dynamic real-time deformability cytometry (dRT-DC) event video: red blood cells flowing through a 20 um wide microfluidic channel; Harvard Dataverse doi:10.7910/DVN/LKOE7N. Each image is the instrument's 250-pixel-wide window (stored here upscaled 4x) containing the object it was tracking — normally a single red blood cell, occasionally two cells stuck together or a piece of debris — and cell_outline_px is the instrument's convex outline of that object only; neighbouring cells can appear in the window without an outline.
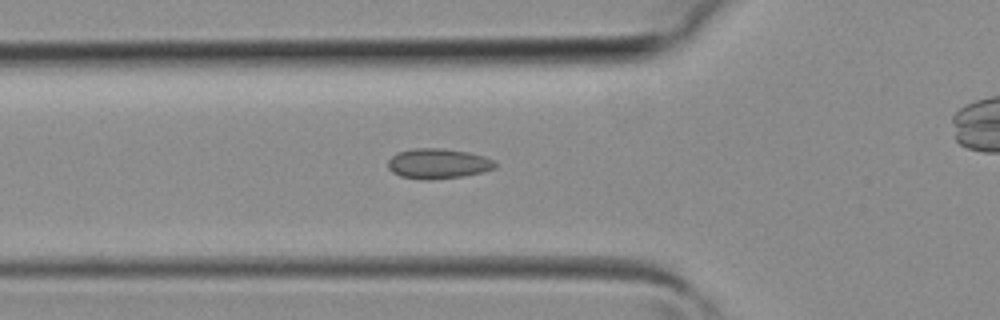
{"species": "common noctule bat (a hibernating species)", "species_latin": "Nyctalus noctula", "temperature_condition": "room temperature", "stored_images_in_passage": 35, "segment_of_instrument_passage": [1, 2], "camera_frame_rate_fps": 3000, "um_per_image_px": 0.085, "animal": {"sex": "female", "body_mass_g": 19.3, "forearm_length_mm": 54.1}, "frame": {"image": 1, "passage_image": 12, "time_ms": 3.667, "image_size_px": [1000, 320], "cell_outline_px": [[496, 168], [484, 172], [464, 176], [432, 180], [420, 180], [400, 176], [392, 172], [388, 168], [388, 160], [396, 152], [416, 148], [440, 148], [468, 152], [484, 156], [496, 160]], "centroid_in_image_um": [37.25, 13.92], "position_along_channel_um": 88.6, "area_um2": 19.13}}
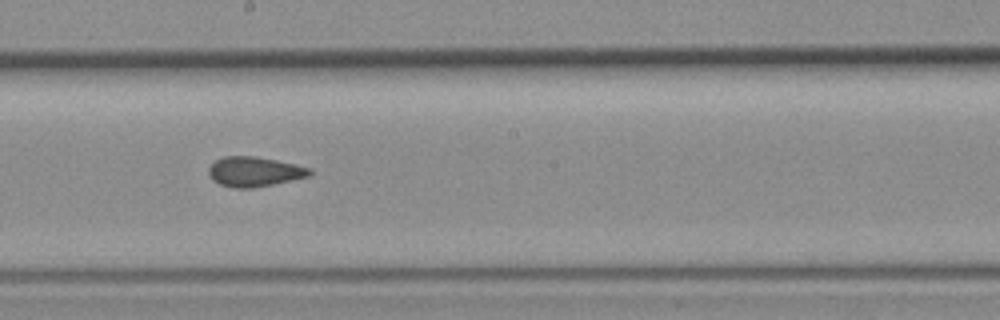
{"frame": {"image": 2, "passage_image": 20, "time_ms": 6.333, "image_size_px": [1000, 320], "cell_outline_px": [[312, 172], [308, 176], [272, 184], [252, 188], [232, 188], [220, 184], [212, 180], [208, 176], [208, 168], [216, 160], [224, 156], [256, 156], [296, 164], [312, 168]], "centroid_in_image_um": [21.59, 14.59], "position_along_channel_um": 226.6, "area_um2": 17.57}}
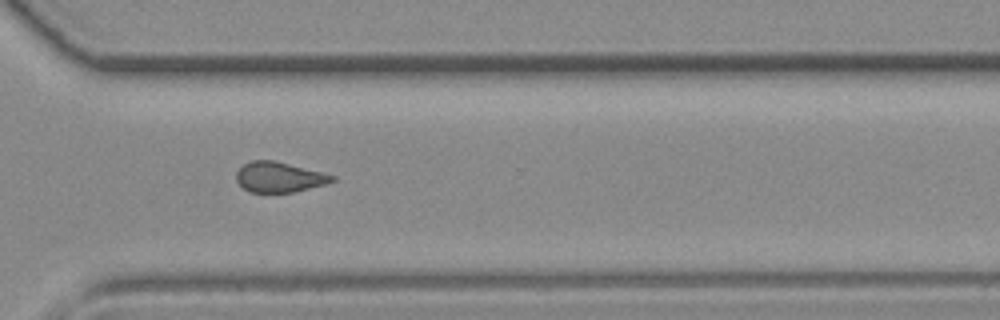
{"frame": {"image": 3, "passage_image": 27, "time_ms": 8.667, "image_size_px": [1000, 320], "cell_outline_px": [[336, 180], [324, 184], [292, 192], [248, 192], [236, 180], [236, 172], [244, 164], [252, 160], [272, 160], [336, 176]], "centroid_in_image_um": [23.69, 15.06], "position_along_channel_um": 346.9, "area_um2": 16.53}}